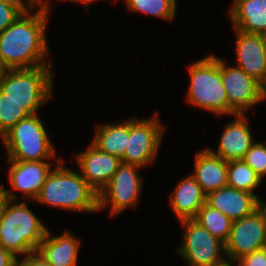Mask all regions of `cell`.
<instances>
[{"label":"cell","instance_id":"1","mask_svg":"<svg viewBox=\"0 0 266 266\" xmlns=\"http://www.w3.org/2000/svg\"><path fill=\"white\" fill-rule=\"evenodd\" d=\"M49 15L31 5L0 32V64L4 69L53 66L52 60L46 58L50 53L46 38Z\"/></svg>","mask_w":266,"mask_h":266},{"label":"cell","instance_id":"2","mask_svg":"<svg viewBox=\"0 0 266 266\" xmlns=\"http://www.w3.org/2000/svg\"><path fill=\"white\" fill-rule=\"evenodd\" d=\"M34 201L65 211L97 213L98 193L77 171L58 158Z\"/></svg>","mask_w":266,"mask_h":266},{"label":"cell","instance_id":"3","mask_svg":"<svg viewBox=\"0 0 266 266\" xmlns=\"http://www.w3.org/2000/svg\"><path fill=\"white\" fill-rule=\"evenodd\" d=\"M48 229L24 200H7L0 210V245L17 258L36 251Z\"/></svg>","mask_w":266,"mask_h":266},{"label":"cell","instance_id":"4","mask_svg":"<svg viewBox=\"0 0 266 266\" xmlns=\"http://www.w3.org/2000/svg\"><path fill=\"white\" fill-rule=\"evenodd\" d=\"M190 78L185 96L189 105L214 116L236 115L230 108L221 78V57L209 54L188 67Z\"/></svg>","mask_w":266,"mask_h":266},{"label":"cell","instance_id":"5","mask_svg":"<svg viewBox=\"0 0 266 266\" xmlns=\"http://www.w3.org/2000/svg\"><path fill=\"white\" fill-rule=\"evenodd\" d=\"M54 73L53 66L4 69L0 89L29 114H36L54 98Z\"/></svg>","mask_w":266,"mask_h":266},{"label":"cell","instance_id":"6","mask_svg":"<svg viewBox=\"0 0 266 266\" xmlns=\"http://www.w3.org/2000/svg\"><path fill=\"white\" fill-rule=\"evenodd\" d=\"M8 160L52 161L55 148L38 113L16 123L1 138Z\"/></svg>","mask_w":266,"mask_h":266},{"label":"cell","instance_id":"7","mask_svg":"<svg viewBox=\"0 0 266 266\" xmlns=\"http://www.w3.org/2000/svg\"><path fill=\"white\" fill-rule=\"evenodd\" d=\"M182 242L176 250L188 266H220L227 262L225 243L193 219L180 221ZM225 254V256H224Z\"/></svg>","mask_w":266,"mask_h":266},{"label":"cell","instance_id":"8","mask_svg":"<svg viewBox=\"0 0 266 266\" xmlns=\"http://www.w3.org/2000/svg\"><path fill=\"white\" fill-rule=\"evenodd\" d=\"M158 114L156 112L149 118H129V139L121 159L123 163L142 169L154 164L165 132Z\"/></svg>","mask_w":266,"mask_h":266},{"label":"cell","instance_id":"9","mask_svg":"<svg viewBox=\"0 0 266 266\" xmlns=\"http://www.w3.org/2000/svg\"><path fill=\"white\" fill-rule=\"evenodd\" d=\"M140 169L134 164H120L112 179L98 194L99 212L110 204V217H116L138 205L143 185V178L138 172Z\"/></svg>","mask_w":266,"mask_h":266},{"label":"cell","instance_id":"10","mask_svg":"<svg viewBox=\"0 0 266 266\" xmlns=\"http://www.w3.org/2000/svg\"><path fill=\"white\" fill-rule=\"evenodd\" d=\"M266 247V207L262 204L252 214L232 222L225 243L227 260L235 262L243 255Z\"/></svg>","mask_w":266,"mask_h":266},{"label":"cell","instance_id":"11","mask_svg":"<svg viewBox=\"0 0 266 266\" xmlns=\"http://www.w3.org/2000/svg\"><path fill=\"white\" fill-rule=\"evenodd\" d=\"M221 78L226 90L229 108L235 114L246 112L263 103L265 88L242 69L229 65L221 58Z\"/></svg>","mask_w":266,"mask_h":266},{"label":"cell","instance_id":"12","mask_svg":"<svg viewBox=\"0 0 266 266\" xmlns=\"http://www.w3.org/2000/svg\"><path fill=\"white\" fill-rule=\"evenodd\" d=\"M8 180L11 191L6 189L8 200H19L20 197L25 201H33L37 197L40 189L46 181L48 174L52 170V161H17L8 160ZM51 163V164H50ZM14 190V193L12 192ZM21 194L18 196L16 192Z\"/></svg>","mask_w":266,"mask_h":266},{"label":"cell","instance_id":"13","mask_svg":"<svg viewBox=\"0 0 266 266\" xmlns=\"http://www.w3.org/2000/svg\"><path fill=\"white\" fill-rule=\"evenodd\" d=\"M235 32V65L266 87V36L239 31Z\"/></svg>","mask_w":266,"mask_h":266},{"label":"cell","instance_id":"14","mask_svg":"<svg viewBox=\"0 0 266 266\" xmlns=\"http://www.w3.org/2000/svg\"><path fill=\"white\" fill-rule=\"evenodd\" d=\"M81 176L99 194L122 163L116 156L99 150L91 142L87 149L75 155Z\"/></svg>","mask_w":266,"mask_h":266},{"label":"cell","instance_id":"15","mask_svg":"<svg viewBox=\"0 0 266 266\" xmlns=\"http://www.w3.org/2000/svg\"><path fill=\"white\" fill-rule=\"evenodd\" d=\"M234 118L224 126L217 150L207 147L213 154L225 161L242 160L245 153L255 142L248 117L236 114Z\"/></svg>","mask_w":266,"mask_h":266},{"label":"cell","instance_id":"16","mask_svg":"<svg viewBox=\"0 0 266 266\" xmlns=\"http://www.w3.org/2000/svg\"><path fill=\"white\" fill-rule=\"evenodd\" d=\"M264 199L258 195L238 190L230 186L212 191L206 195V203L231 220H238L256 211Z\"/></svg>","mask_w":266,"mask_h":266},{"label":"cell","instance_id":"17","mask_svg":"<svg viewBox=\"0 0 266 266\" xmlns=\"http://www.w3.org/2000/svg\"><path fill=\"white\" fill-rule=\"evenodd\" d=\"M80 244L71 229L53 237L48 229L36 251L51 266H78Z\"/></svg>","mask_w":266,"mask_h":266},{"label":"cell","instance_id":"18","mask_svg":"<svg viewBox=\"0 0 266 266\" xmlns=\"http://www.w3.org/2000/svg\"><path fill=\"white\" fill-rule=\"evenodd\" d=\"M194 171L190 173L202 191L208 193L228 186V161L213 154L208 148L196 152Z\"/></svg>","mask_w":266,"mask_h":266},{"label":"cell","instance_id":"19","mask_svg":"<svg viewBox=\"0 0 266 266\" xmlns=\"http://www.w3.org/2000/svg\"><path fill=\"white\" fill-rule=\"evenodd\" d=\"M170 194V208L180 221L194 219L206 203V194L195 178L189 174L177 183Z\"/></svg>","mask_w":266,"mask_h":266},{"label":"cell","instance_id":"20","mask_svg":"<svg viewBox=\"0 0 266 266\" xmlns=\"http://www.w3.org/2000/svg\"><path fill=\"white\" fill-rule=\"evenodd\" d=\"M230 6L232 28L266 36V0H233Z\"/></svg>","mask_w":266,"mask_h":266},{"label":"cell","instance_id":"21","mask_svg":"<svg viewBox=\"0 0 266 266\" xmlns=\"http://www.w3.org/2000/svg\"><path fill=\"white\" fill-rule=\"evenodd\" d=\"M92 144L99 150L122 159L129 139V120L97 124Z\"/></svg>","mask_w":266,"mask_h":266},{"label":"cell","instance_id":"22","mask_svg":"<svg viewBox=\"0 0 266 266\" xmlns=\"http://www.w3.org/2000/svg\"><path fill=\"white\" fill-rule=\"evenodd\" d=\"M206 228L214 237L226 243L231 233L232 222L229 217L205 203L193 219Z\"/></svg>","mask_w":266,"mask_h":266},{"label":"cell","instance_id":"23","mask_svg":"<svg viewBox=\"0 0 266 266\" xmlns=\"http://www.w3.org/2000/svg\"><path fill=\"white\" fill-rule=\"evenodd\" d=\"M228 186L256 195L255 190L263 183V179L243 160L228 161Z\"/></svg>","mask_w":266,"mask_h":266},{"label":"cell","instance_id":"24","mask_svg":"<svg viewBox=\"0 0 266 266\" xmlns=\"http://www.w3.org/2000/svg\"><path fill=\"white\" fill-rule=\"evenodd\" d=\"M124 3L129 12H140L165 21L173 20L177 12V0H124Z\"/></svg>","mask_w":266,"mask_h":266},{"label":"cell","instance_id":"25","mask_svg":"<svg viewBox=\"0 0 266 266\" xmlns=\"http://www.w3.org/2000/svg\"><path fill=\"white\" fill-rule=\"evenodd\" d=\"M30 115L24 107L14 100L6 98L0 89V136L7 133L16 123Z\"/></svg>","mask_w":266,"mask_h":266},{"label":"cell","instance_id":"26","mask_svg":"<svg viewBox=\"0 0 266 266\" xmlns=\"http://www.w3.org/2000/svg\"><path fill=\"white\" fill-rule=\"evenodd\" d=\"M32 0L0 1V32L9 27L32 4Z\"/></svg>","mask_w":266,"mask_h":266},{"label":"cell","instance_id":"27","mask_svg":"<svg viewBox=\"0 0 266 266\" xmlns=\"http://www.w3.org/2000/svg\"><path fill=\"white\" fill-rule=\"evenodd\" d=\"M263 180L266 177V141L254 142L242 159Z\"/></svg>","mask_w":266,"mask_h":266},{"label":"cell","instance_id":"28","mask_svg":"<svg viewBox=\"0 0 266 266\" xmlns=\"http://www.w3.org/2000/svg\"><path fill=\"white\" fill-rule=\"evenodd\" d=\"M235 263L238 266H266V247L243 255Z\"/></svg>","mask_w":266,"mask_h":266},{"label":"cell","instance_id":"29","mask_svg":"<svg viewBox=\"0 0 266 266\" xmlns=\"http://www.w3.org/2000/svg\"><path fill=\"white\" fill-rule=\"evenodd\" d=\"M16 266H51L37 251L18 258Z\"/></svg>","mask_w":266,"mask_h":266},{"label":"cell","instance_id":"30","mask_svg":"<svg viewBox=\"0 0 266 266\" xmlns=\"http://www.w3.org/2000/svg\"><path fill=\"white\" fill-rule=\"evenodd\" d=\"M50 0H32L31 1V4L34 5V6H38L39 8L43 9L46 13L49 14V12L51 11L50 8L52 6H50ZM59 2H62V1H70V2H74V3H81V4H85L86 6V13L89 12V0H57Z\"/></svg>","mask_w":266,"mask_h":266},{"label":"cell","instance_id":"31","mask_svg":"<svg viewBox=\"0 0 266 266\" xmlns=\"http://www.w3.org/2000/svg\"><path fill=\"white\" fill-rule=\"evenodd\" d=\"M18 258L0 245V266H16Z\"/></svg>","mask_w":266,"mask_h":266},{"label":"cell","instance_id":"32","mask_svg":"<svg viewBox=\"0 0 266 266\" xmlns=\"http://www.w3.org/2000/svg\"><path fill=\"white\" fill-rule=\"evenodd\" d=\"M7 200L8 199H7L6 189H4L2 185H0V210L3 208Z\"/></svg>","mask_w":266,"mask_h":266},{"label":"cell","instance_id":"33","mask_svg":"<svg viewBox=\"0 0 266 266\" xmlns=\"http://www.w3.org/2000/svg\"><path fill=\"white\" fill-rule=\"evenodd\" d=\"M231 263H232V264H231ZM234 264H235V265H234ZM220 266H238V265H236L235 262L227 261V262H225L224 264H222V265H220Z\"/></svg>","mask_w":266,"mask_h":266},{"label":"cell","instance_id":"34","mask_svg":"<svg viewBox=\"0 0 266 266\" xmlns=\"http://www.w3.org/2000/svg\"><path fill=\"white\" fill-rule=\"evenodd\" d=\"M3 71H4V68H3L2 65L0 64V79H1V76H2Z\"/></svg>","mask_w":266,"mask_h":266},{"label":"cell","instance_id":"35","mask_svg":"<svg viewBox=\"0 0 266 266\" xmlns=\"http://www.w3.org/2000/svg\"><path fill=\"white\" fill-rule=\"evenodd\" d=\"M95 1H97V0H89V4L90 3H93V2H95ZM101 1H108V0H101ZM112 1V0H111ZM113 1H117L118 2V0H113Z\"/></svg>","mask_w":266,"mask_h":266}]
</instances>
